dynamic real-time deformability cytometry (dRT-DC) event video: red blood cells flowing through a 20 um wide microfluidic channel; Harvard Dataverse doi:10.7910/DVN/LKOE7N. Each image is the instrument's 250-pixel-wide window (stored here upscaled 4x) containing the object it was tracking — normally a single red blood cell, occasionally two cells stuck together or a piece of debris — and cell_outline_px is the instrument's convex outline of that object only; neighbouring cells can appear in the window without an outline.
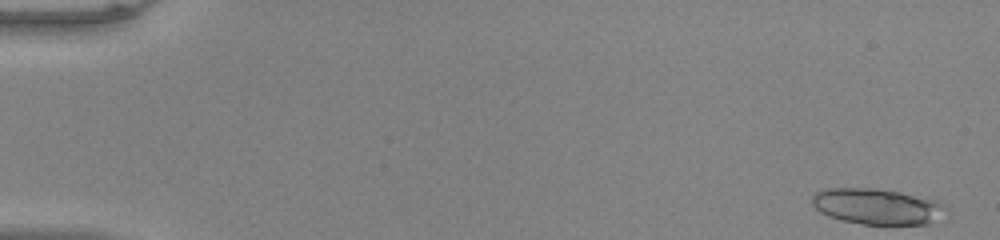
{"species": "common noctule bat (a hibernating species)", "species_latin": "Nyctalus noctula", "temperature_condition": "warm", "stored_images_in_passage": 23, "camera_frame_rate_fps": 3000, "um_per_image_px": 0.085, "animal": {"sex": "male", "body_mass_g": 20.0, "forearm_length_mm": 53.3}, "frame": {"image": 1, "passage_image": 1, "time_ms": 0.0, "image_size_px": [1000, 240], "cell_outline_px": [[948, 220], [928, 224], [864, 224], [840, 220], [828, 216], [820, 212], [812, 204], [812, 196], [816, 192], [828, 188], [876, 188], [900, 192], [936, 200], [948, 208]], "centroid_in_image_um": [74.67, 17.56], "position_along_channel_um": 10.3, "area_um2": 28.55}}
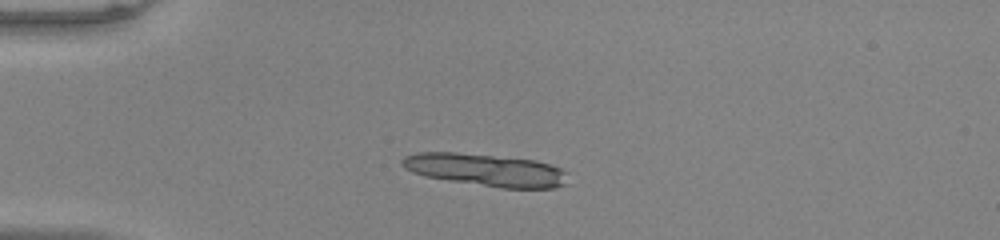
{"frame": {"image": 2, "passage_image": 13, "time_ms": 4.0, "image_size_px": [1000, 240], "cell_outline_px": [[568, 184], [552, 188], [500, 188], [448, 180], [424, 176], [412, 172], [404, 168], [400, 164], [400, 160], [404, 156], [416, 152], [456, 152], [536, 160], [560, 168], [568, 172]], "centroid_in_image_um": [41.29, 14.45], "position_along_channel_um": 43.7, "area_um2": 31.56}}
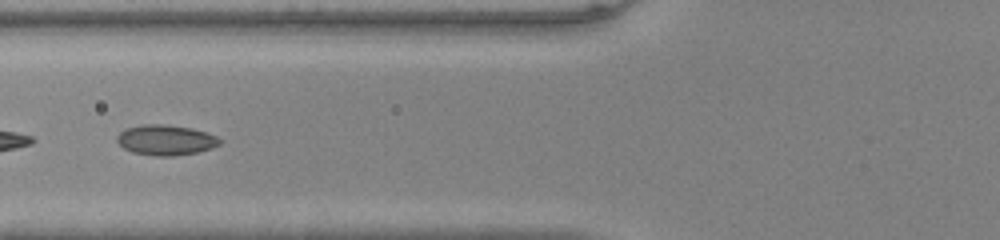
{"frame": {"image": 3, "passage_image": 21, "time_ms": 6.667, "image_size_px": [1000, 240], "cell_outline_px": [[220, 144], [212, 148], [196, 152], [172, 156], [156, 156], [132, 152], [124, 148], [116, 140], [116, 136], [124, 128], [140, 124], [164, 124], [192, 128], [216, 136], [220, 140]], "centroid_in_image_um": [14.04, 11.89], "position_along_channel_um": 111.8, "area_um2": 18.15}}